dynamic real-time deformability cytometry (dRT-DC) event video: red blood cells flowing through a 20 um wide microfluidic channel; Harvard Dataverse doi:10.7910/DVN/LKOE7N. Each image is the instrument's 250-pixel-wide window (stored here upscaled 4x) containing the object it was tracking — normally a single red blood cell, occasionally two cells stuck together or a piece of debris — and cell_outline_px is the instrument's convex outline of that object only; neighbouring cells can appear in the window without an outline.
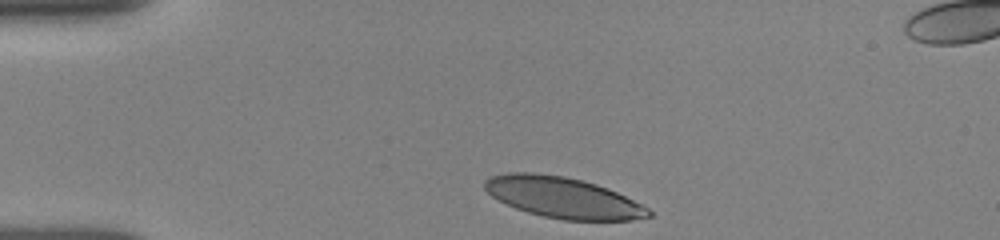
{"species": "human", "species_latin": "Homo sapiens", "temperature_condition": "room temperature", "stored_images_in_passage": 18, "camera_frame_rate_fps": 3000, "um_per_image_px": 0.085, "donor": {"sex": "female"}, "frame": {"image": 1, "passage_image": 1, "time_ms": 0.0, "image_size_px": [1000, 240], "cell_outline_px": [[652, 216], [632, 220], [564, 220], [544, 216], [528, 212], [516, 208], [492, 196], [484, 188], [484, 180], [492, 176], [508, 172], [532, 172], [564, 176], [596, 184], [608, 188], [648, 208], [652, 212]], "centroid_in_image_um": [47.84, 16.79], "position_along_channel_um": 37.2, "area_um2": 38.67}}
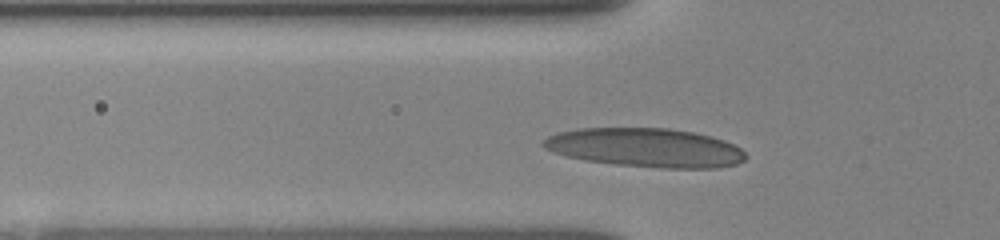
{"frame": {"image": 2, "passage_image": 14, "time_ms": 2.0, "image_size_px": [1000, 240], "cell_outline_px": [[748, 156], [744, 160], [736, 164], [716, 168], [660, 168], [616, 164], [584, 160], [552, 152], [544, 148], [540, 144], [548, 136], [560, 132], [580, 128], [668, 128], [692, 132], [712, 136], [736, 144]], "centroid_in_image_um": [54.89, 12.55], "position_along_channel_um": 70.9, "area_um2": 46.01}}
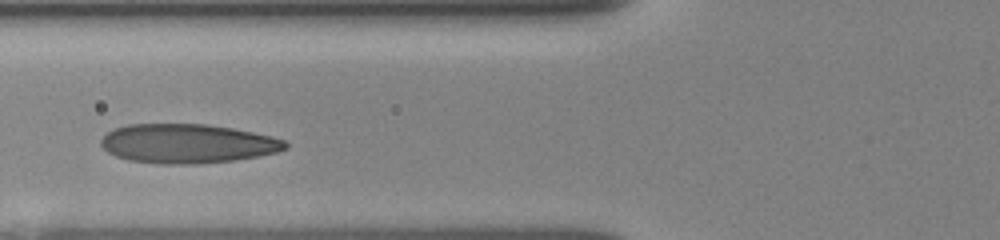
{"frame": {"image": 3, "passage_image": 17, "time_ms": 3.0, "image_size_px": [1000, 240], "cell_outline_px": [[288, 148], [276, 152], [236, 160], [196, 164], [160, 164], [128, 160], [116, 156], [108, 152], [100, 144], [100, 140], [112, 128], [128, 124], [208, 124], [232, 128], [272, 136], [284, 140], [288, 144]], "centroid_in_image_um": [15.91, 12.2], "position_along_channel_um": 109.9, "area_um2": 42.25}}